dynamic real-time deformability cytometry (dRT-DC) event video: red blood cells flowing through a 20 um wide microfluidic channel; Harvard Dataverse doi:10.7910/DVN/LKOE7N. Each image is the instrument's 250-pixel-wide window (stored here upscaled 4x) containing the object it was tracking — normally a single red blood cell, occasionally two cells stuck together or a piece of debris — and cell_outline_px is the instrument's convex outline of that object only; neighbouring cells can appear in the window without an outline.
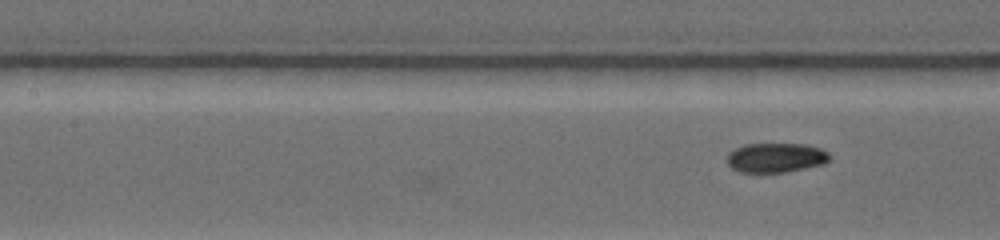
{"species": "common noctule bat (a hibernating species)", "species_latin": "Nyctalus noctula", "temperature_condition": "warm", "stored_images_in_passage": 10, "camera_frame_rate_fps": 4500, "um_per_image_px": 0.085, "animal": {"sex": "female", "body_mass_g": 19.0, "forearm_length_mm": 53.3}, "frame": {"image": 1, "passage_image": 10, "time_ms": 5.333, "image_size_px": [1000, 240], "cell_outline_px": [[832, 156], [824, 164], [788, 172], [740, 172], [732, 168], [728, 164], [728, 152], [744, 144], [804, 144], [820, 148], [828, 152]], "centroid_in_image_um": [65.97, 13.4], "position_along_channel_um": 141.4, "area_um2": 17.69}}